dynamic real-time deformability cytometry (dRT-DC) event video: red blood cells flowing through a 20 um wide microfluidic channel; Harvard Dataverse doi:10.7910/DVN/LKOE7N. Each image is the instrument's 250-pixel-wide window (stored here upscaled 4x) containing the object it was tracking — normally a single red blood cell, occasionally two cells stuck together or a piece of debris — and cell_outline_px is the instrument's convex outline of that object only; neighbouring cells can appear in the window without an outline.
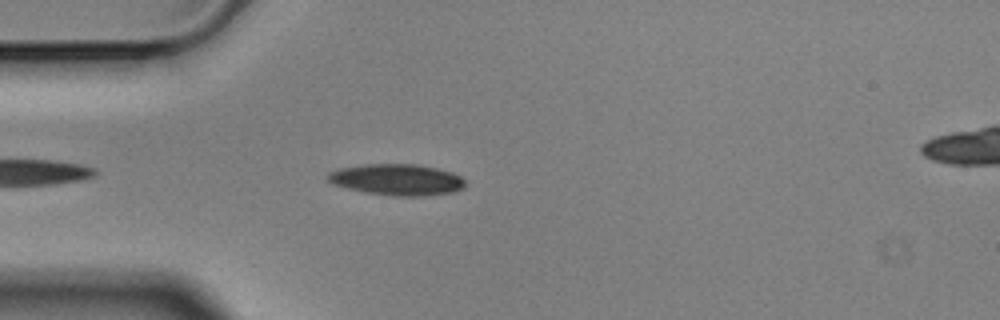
{"species": "Egyptian fruit bat (a non-hibernating species)", "species_latin": "Rousettus aegyptiacus", "temperature_condition": "cold", "stored_images_in_passage": 29, "camera_frame_rate_fps": 3000, "um_per_image_px": 0.085, "animal": {"sex": "male"}, "frame": {"image": 1, "passage_image": 4, "time_ms": 1.0, "image_size_px": [1000, 320], "cell_outline_px": [[464, 188], [452, 192], [424, 196], [392, 196], [368, 192], [348, 188], [332, 184], [328, 180], [328, 172], [340, 168], [364, 164], [416, 164], [436, 168], [452, 172], [460, 176], [464, 180]], "centroid_in_image_um": [33.75, 15.27], "position_along_channel_um": 51.3, "area_um2": 24.91}}
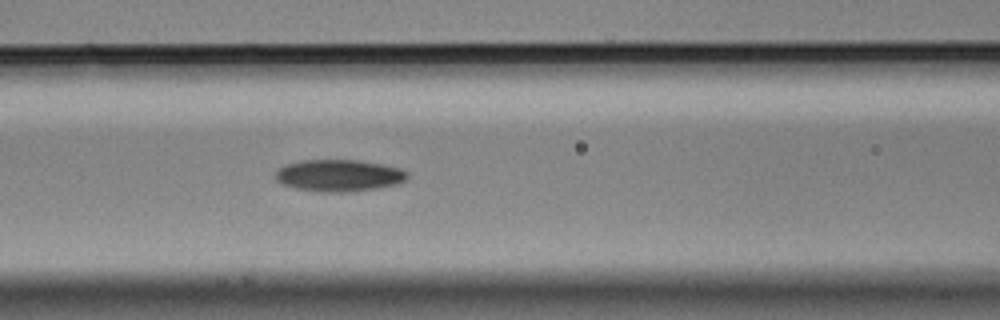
{"frame": {"image": 2, "passage_image": 12, "time_ms": 3.667, "image_size_px": [1000, 320], "cell_outline_px": [[408, 176], [400, 184], [376, 188], [348, 192], [320, 192], [292, 188], [280, 184], [276, 180], [276, 172], [280, 168], [288, 164], [304, 160], [356, 160], [380, 164], [400, 168], [408, 172]], "centroid_in_image_um": [28.8, 14.93], "position_along_channel_um": 137.8, "area_um2": 24.51}}
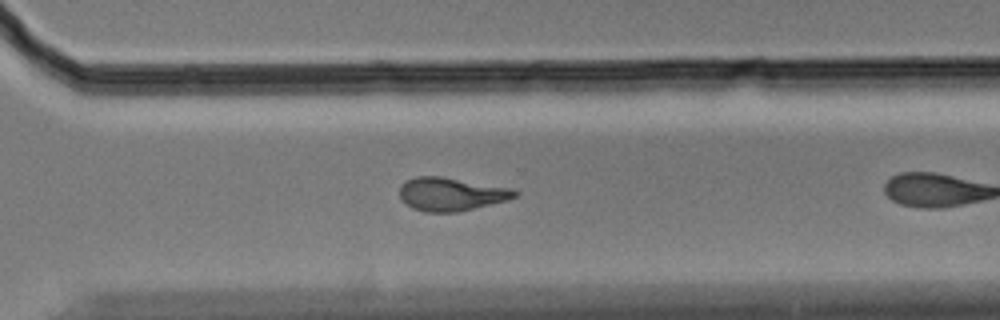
{"frame": {"image": 3, "passage_image": 25, "time_ms": 8.0, "image_size_px": [1000, 320], "cell_outline_px": [[520, 192], [516, 196], [508, 200], [456, 212], [424, 212], [412, 208], [404, 204], [400, 200], [400, 184], [416, 176], [440, 176], [512, 188]], "centroid_in_image_um": [38.32, 16.5], "position_along_channel_um": 332.3, "area_um2": 22.43}}